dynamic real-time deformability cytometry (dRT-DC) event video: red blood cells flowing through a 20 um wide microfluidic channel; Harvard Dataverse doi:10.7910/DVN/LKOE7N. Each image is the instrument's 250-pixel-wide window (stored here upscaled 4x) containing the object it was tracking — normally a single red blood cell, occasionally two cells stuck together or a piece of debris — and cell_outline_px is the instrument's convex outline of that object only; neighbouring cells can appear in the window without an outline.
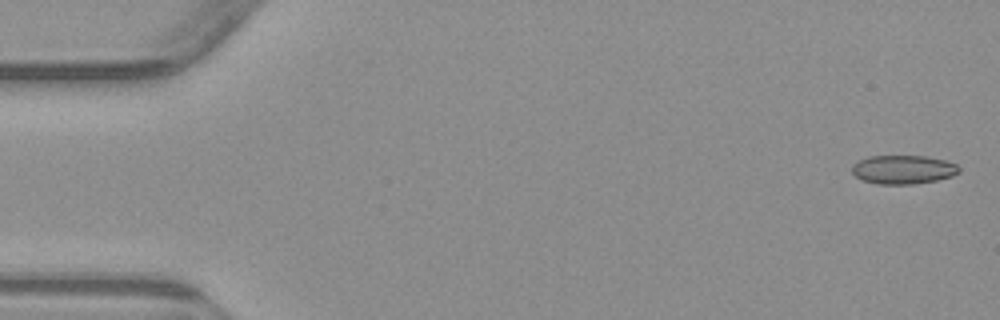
{"species": "common noctule bat (a hibernating species)", "species_latin": "Nyctalus noctula", "temperature_condition": "warm", "stored_images_in_passage": 6, "camera_frame_rate_fps": 3000, "um_per_image_px": 0.085, "animal": {"sex": "male", "body_mass_g": 23.1, "forearm_length_mm": 52.7}, "frame": {"image": 1, "passage_image": 1, "time_ms": 0.0, "image_size_px": [1000, 320], "cell_outline_px": [[960, 172], [952, 176], [936, 180], [912, 184], [876, 184], [864, 180], [856, 176], [852, 172], [852, 164], [868, 156], [924, 156], [944, 160], [956, 164], [960, 168]], "centroid_in_image_um": [76.77, 14.41], "position_along_channel_um": 8.2, "area_um2": 17.86}}
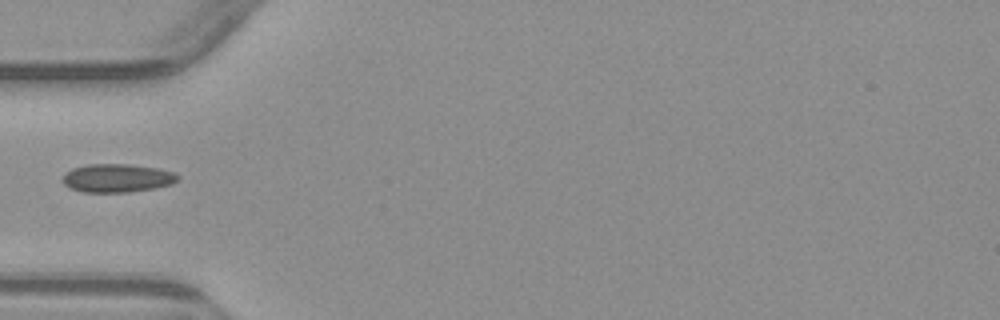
{"frame": {"image": 2, "passage_image": 5, "time_ms": 5.333, "image_size_px": [1000, 320], "cell_outline_px": [[180, 176], [172, 184], [156, 188], [128, 192], [80, 192], [64, 184], [60, 180], [64, 172], [72, 168], [88, 164], [128, 164], [156, 168], [176, 172]], "centroid_in_image_um": [9.93, 15.13], "position_along_channel_um": 75.1, "area_um2": 19.25}}
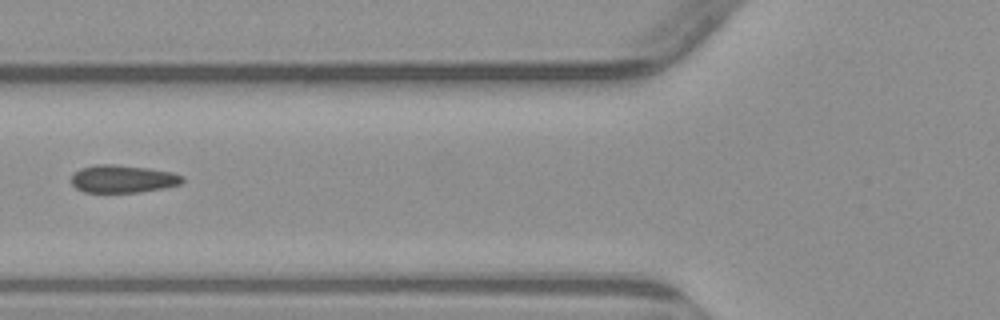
{"frame": {"image": 3, "passage_image": 6, "time_ms": 6.333, "image_size_px": [1000, 320], "cell_outline_px": [[184, 180], [180, 184], [164, 188], [140, 192], [84, 192], [76, 188], [72, 184], [72, 176], [80, 168], [96, 164], [112, 164], [148, 168], [172, 172], [184, 176]], "centroid_in_image_um": [10.45, 15.2], "position_along_channel_um": 115.3, "area_um2": 17.92}}